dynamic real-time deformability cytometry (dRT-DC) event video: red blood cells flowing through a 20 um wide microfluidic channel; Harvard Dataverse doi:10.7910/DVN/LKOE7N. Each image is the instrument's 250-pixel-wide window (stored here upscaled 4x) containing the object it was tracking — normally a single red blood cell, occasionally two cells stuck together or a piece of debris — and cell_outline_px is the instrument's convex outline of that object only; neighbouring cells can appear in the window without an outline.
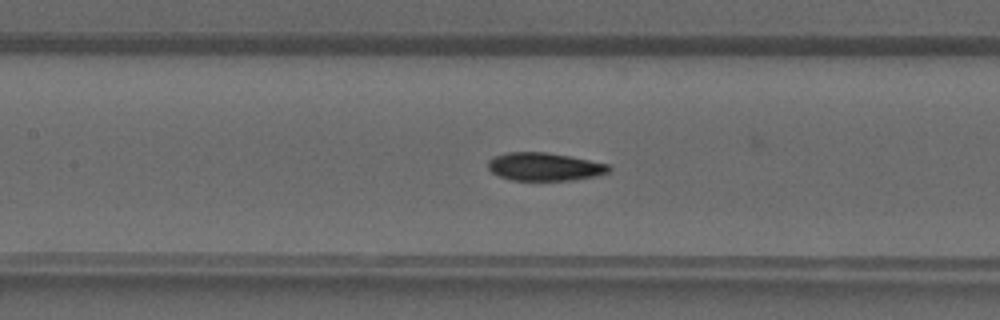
{"species": "common noctule bat (a hibernating species)", "species_latin": "Nyctalus noctula", "temperature_condition": "warm", "stored_images_in_passage": 40, "camera_frame_rate_fps": 3000, "um_per_image_px": 0.085, "animal": {"sex": "male", "forearm_length_mm": 52.5}, "frame": {"image": 1, "passage_image": 17, "time_ms": 5.333, "image_size_px": [1000, 320], "cell_outline_px": [[612, 168], [608, 172], [596, 176], [572, 180], [512, 180], [500, 176], [492, 172], [488, 168], [488, 160], [492, 156], [508, 152], [548, 152], [608, 164]], "centroid_in_image_um": [46.26, 14.16], "position_along_channel_um": 161.1, "area_um2": 19.71}}
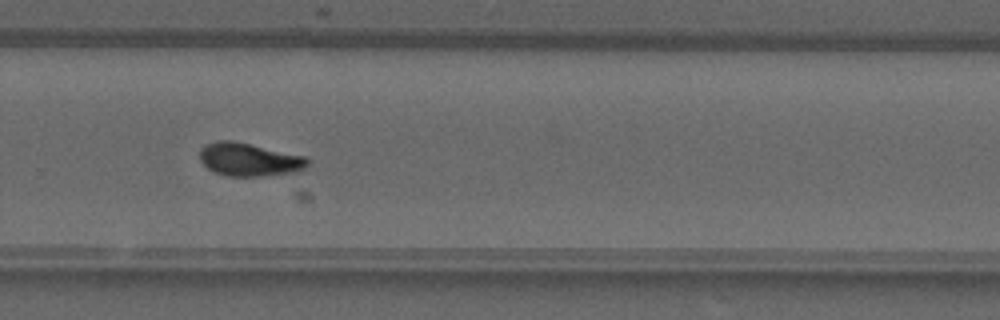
{"frame": {"image": 2, "passage_image": 26, "time_ms": 8.333, "image_size_px": [1000, 320], "cell_outline_px": [[308, 164], [304, 168], [296, 172], [260, 176], [228, 176], [216, 172], [208, 168], [200, 160], [200, 148], [204, 144], [216, 140], [232, 140], [308, 156]], "centroid_in_image_um": [21.18, 13.54], "position_along_channel_um": 308.6, "area_um2": 20.98}}
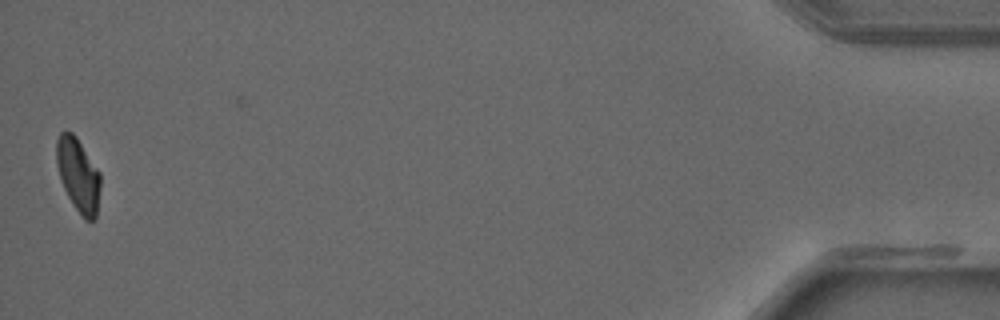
{"frame": {"image": 3, "passage_image": 39, "time_ms": 12.667, "image_size_px": [1000, 320], "cell_outline_px": [[100, 188], [96, 216], [92, 220], [84, 220], [68, 196], [60, 180], [56, 164], [56, 140], [60, 132], [72, 132], [76, 136], [100, 172]], "centroid_in_image_um": [6.64, 14.85], "position_along_channel_um": 428.6, "area_um2": 18.79}}